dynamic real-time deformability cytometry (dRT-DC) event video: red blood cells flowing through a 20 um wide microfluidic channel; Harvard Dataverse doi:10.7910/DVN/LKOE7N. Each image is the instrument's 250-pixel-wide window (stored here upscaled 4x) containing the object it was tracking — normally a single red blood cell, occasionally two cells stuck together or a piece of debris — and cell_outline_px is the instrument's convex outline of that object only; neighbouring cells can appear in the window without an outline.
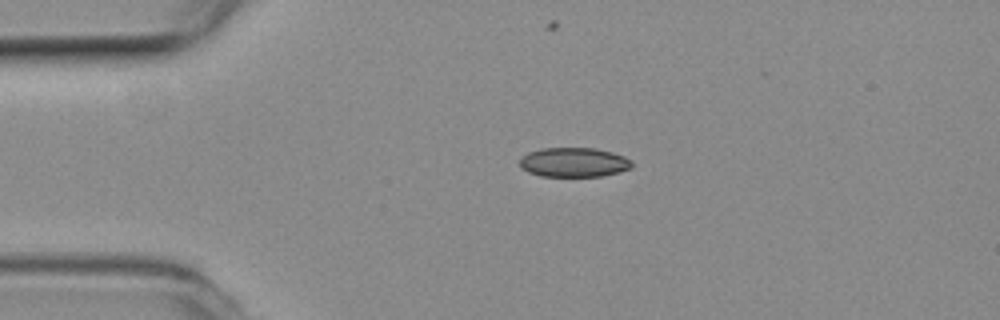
{"species": "common noctule bat (a hibernating species)", "species_latin": "Nyctalus noctula", "temperature_condition": "room temperature", "stored_images_in_passage": 3, "camera_frame_rate_fps": 3000, "um_per_image_px": 0.085, "animal": {"sex": "female", "body_mass_g": 19.3, "forearm_length_mm": 54.1}, "frame": {"image": 1, "passage_image": 1, "time_ms": 0.0, "image_size_px": [1000, 320], "cell_outline_px": [[632, 168], [600, 176], [540, 176], [528, 172], [520, 168], [520, 156], [528, 152], [540, 148], [596, 148], [612, 152], [624, 156], [632, 160]], "centroid_in_image_um": [48.74, 13.78], "position_along_channel_um": 36.3, "area_um2": 19.36}}
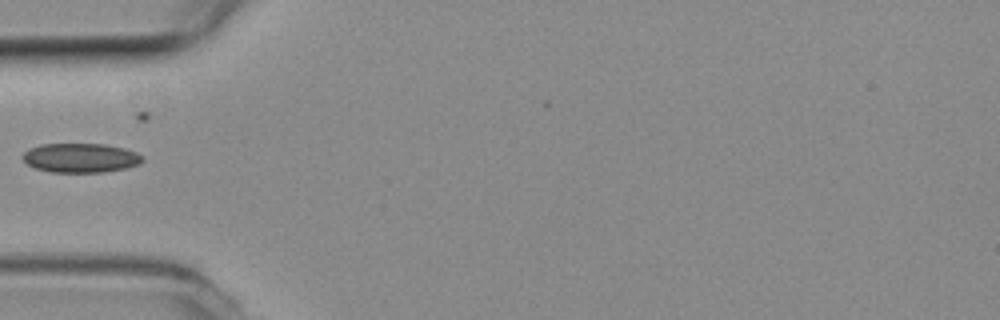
{"frame": {"image": 2, "passage_image": 3, "time_ms": 0.667, "image_size_px": [1000, 320], "cell_outline_px": [[144, 160], [140, 164], [124, 168], [104, 172], [52, 172], [36, 168], [28, 164], [20, 156], [24, 152], [40, 144], [104, 144], [124, 148], [136, 152], [144, 156]], "centroid_in_image_um": [6.87, 13.42], "position_along_channel_um": 78.1, "area_um2": 20.4}}